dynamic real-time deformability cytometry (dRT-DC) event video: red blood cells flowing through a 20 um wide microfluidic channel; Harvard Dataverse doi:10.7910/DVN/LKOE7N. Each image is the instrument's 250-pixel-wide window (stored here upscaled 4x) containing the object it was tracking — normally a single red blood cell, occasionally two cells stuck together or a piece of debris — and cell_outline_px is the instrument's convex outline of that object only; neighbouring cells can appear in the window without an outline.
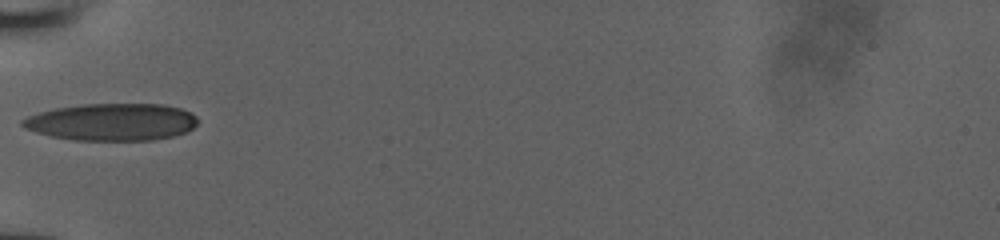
{"species": "human", "species_latin": "Homo sapiens", "temperature_condition": "room temperature", "stored_images_in_passage": 33, "camera_frame_rate_fps": 3000, "um_per_image_px": 0.085, "donor": {"sex": "male"}, "frame": {"image": 1, "passage_image": 1, "time_ms": 0.0, "image_size_px": [1000, 240], "cell_outline_px": [[196, 124], [192, 128], [184, 132], [172, 136], [152, 140], [72, 140], [52, 136], [36, 132], [24, 128], [20, 124], [20, 120], [28, 116], [40, 112], [56, 108], [80, 104], [164, 104], [180, 108], [192, 112], [196, 116]], "centroid_in_image_um": [9.49, 10.36], "position_along_channel_um": 75.5, "area_um2": 37.97}}
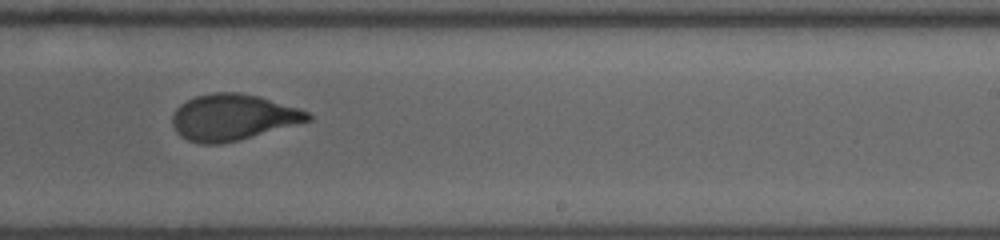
{"frame": {"image": 2, "passage_image": 15, "time_ms": 4.667, "image_size_px": [1000, 240], "cell_outline_px": [[312, 120], [236, 140], [220, 144], [200, 144], [188, 140], [180, 136], [176, 132], [172, 124], [172, 116], [176, 108], [180, 104], [196, 96], [212, 92], [236, 92], [260, 96], [308, 112], [312, 116]], "centroid_in_image_um": [19.74, 9.96], "position_along_channel_um": 269.3, "area_um2": 36.13}}
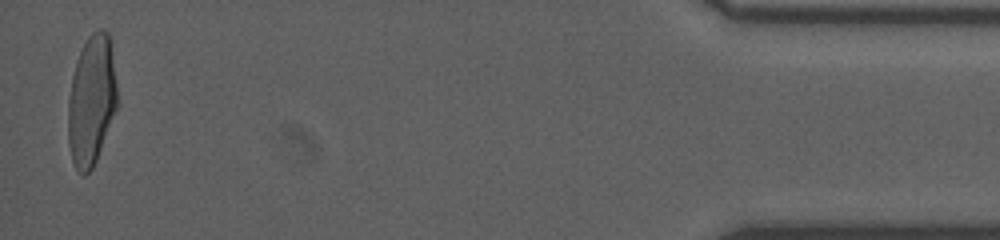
{"frame": {"image": 3, "passage_image": 32, "time_ms": 10.333, "image_size_px": [1000, 240], "cell_outline_px": [[116, 108], [96, 160], [92, 168], [84, 176], [80, 176], [76, 172], [72, 160], [68, 144], [68, 100], [72, 76], [76, 60], [88, 36], [92, 32], [100, 28], [104, 28], [108, 32], [116, 84]], "centroid_in_image_um": [7.74, 8.57], "position_along_channel_um": 427.5, "area_um2": 36.93}}